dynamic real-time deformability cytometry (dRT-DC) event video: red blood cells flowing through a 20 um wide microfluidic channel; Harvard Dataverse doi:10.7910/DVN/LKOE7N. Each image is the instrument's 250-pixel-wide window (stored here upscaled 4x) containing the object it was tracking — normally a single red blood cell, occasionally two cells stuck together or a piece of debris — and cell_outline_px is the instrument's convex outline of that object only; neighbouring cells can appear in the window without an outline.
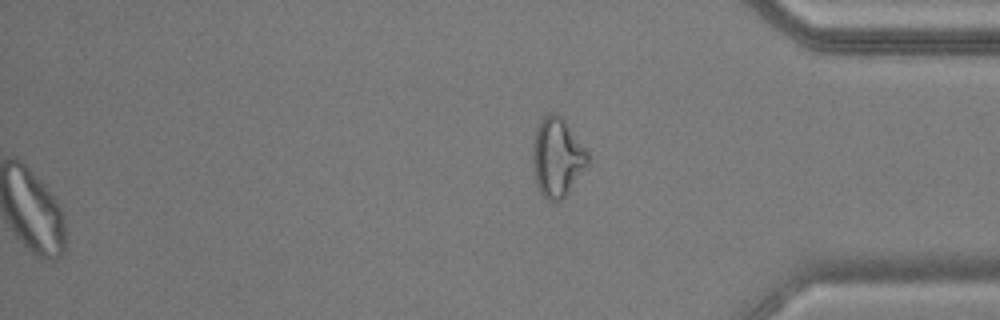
{"species": "common noctule bat (a hibernating species)", "species_latin": "Nyctalus noctula", "temperature_condition": "warm", "stored_images_in_passage": 55, "segment_of_instrument_passage": [2, 2], "camera_frame_rate_fps": 3000, "um_per_image_px": 0.085, "animal": {"sex": "male", "body_mass_g": 17.9, "forearm_length_mm": 54.2}, "frame": {"image": 1, "passage_image": 55, "time_ms": 18.0, "image_size_px": [1000, 320], "cell_outline_px": [[588, 164], [564, 196], [556, 204], [552, 204], [540, 192], [536, 184], [532, 164], [532, 152], [536, 128], [540, 116], [548, 112], [556, 112], [564, 120], [588, 152]], "centroid_in_image_um": [47.32, 13.35], "position_along_channel_um": 387.9, "area_um2": 25.37}}